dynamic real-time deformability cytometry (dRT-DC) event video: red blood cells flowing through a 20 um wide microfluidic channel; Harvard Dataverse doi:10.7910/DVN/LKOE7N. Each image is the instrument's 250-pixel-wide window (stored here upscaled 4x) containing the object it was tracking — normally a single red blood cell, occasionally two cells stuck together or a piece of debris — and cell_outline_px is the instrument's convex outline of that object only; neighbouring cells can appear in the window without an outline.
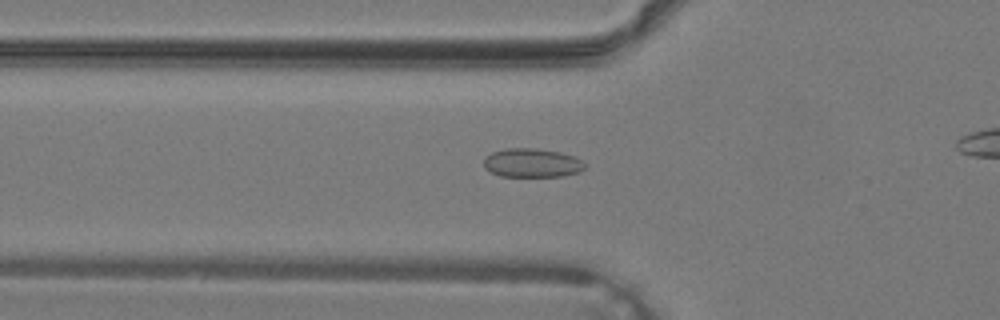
{"species": "common noctule bat (a hibernating species)", "species_latin": "Nyctalus noctula", "temperature_condition": "warm", "stored_images_in_passage": 24, "camera_frame_rate_fps": 3000, "um_per_image_px": 0.085, "animal": {"sex": "male", "body_mass_g": 19.2, "forearm_length_mm": 51.8}, "frame": {"image": 1, "passage_image": 4, "time_ms": 1.0, "image_size_px": [1000, 320], "cell_outline_px": [[584, 168], [580, 172], [564, 176], [500, 176], [484, 168], [484, 160], [492, 152], [508, 148], [536, 148], [560, 152], [576, 156], [584, 164]], "centroid_in_image_um": [45.24, 13.84], "position_along_channel_um": 80.6, "area_um2": 16.94}}
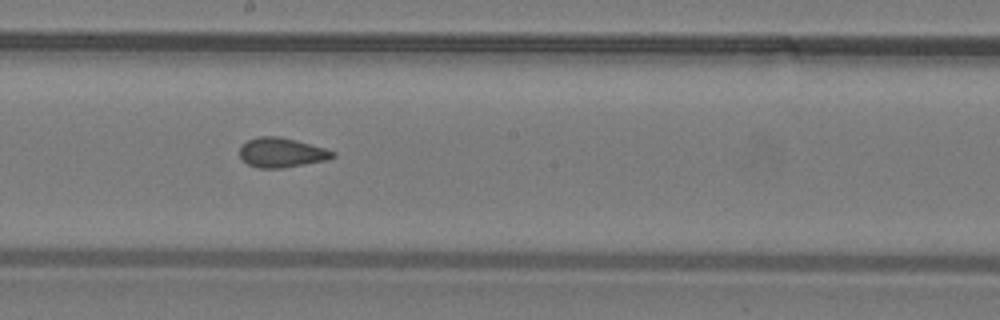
{"frame": {"image": 2, "passage_image": 12, "time_ms": 3.667, "image_size_px": [1000, 320], "cell_outline_px": [[336, 156], [328, 160], [280, 168], [260, 168], [248, 164], [240, 156], [240, 144], [248, 140], [260, 136], [280, 136], [296, 140], [324, 148], [336, 152]], "centroid_in_image_um": [23.94, 12.96], "position_along_channel_um": 224.3, "area_um2": 16.01}}
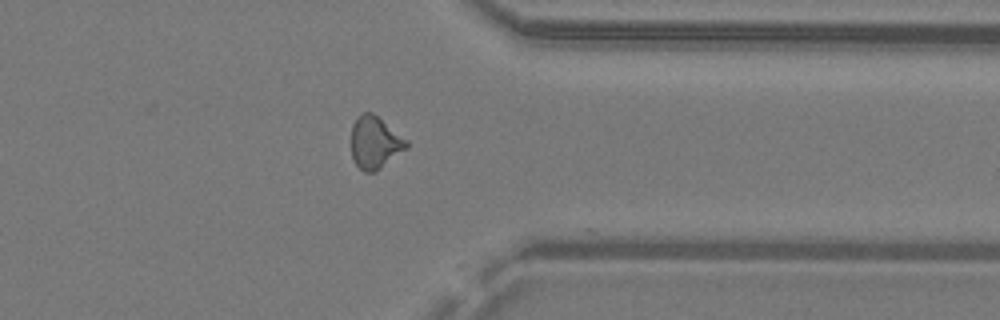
{"frame": {"image": 3, "passage_image": 21, "time_ms": 6.667, "image_size_px": [1000, 320], "cell_outline_px": [[408, 148], [376, 172], [364, 172], [356, 164], [352, 156], [352, 124], [360, 112], [372, 112], [408, 140]], "centroid_in_image_um": [31.88, 12.11], "position_along_channel_um": 379.5, "area_um2": 16.94}}